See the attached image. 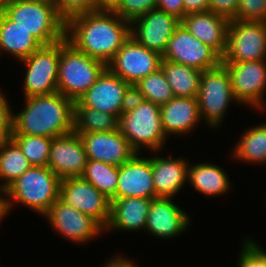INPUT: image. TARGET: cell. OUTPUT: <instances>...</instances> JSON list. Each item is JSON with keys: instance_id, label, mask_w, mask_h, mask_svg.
<instances>
[{"instance_id": "1", "label": "cell", "mask_w": 266, "mask_h": 267, "mask_svg": "<svg viewBox=\"0 0 266 267\" xmlns=\"http://www.w3.org/2000/svg\"><path fill=\"white\" fill-rule=\"evenodd\" d=\"M130 36V22L112 9L79 13L66 20L67 41L106 65Z\"/></svg>"}, {"instance_id": "2", "label": "cell", "mask_w": 266, "mask_h": 267, "mask_svg": "<svg viewBox=\"0 0 266 267\" xmlns=\"http://www.w3.org/2000/svg\"><path fill=\"white\" fill-rule=\"evenodd\" d=\"M24 109L13 113L12 134L55 138L74 131V101L63 94L25 97Z\"/></svg>"}, {"instance_id": "3", "label": "cell", "mask_w": 266, "mask_h": 267, "mask_svg": "<svg viewBox=\"0 0 266 267\" xmlns=\"http://www.w3.org/2000/svg\"><path fill=\"white\" fill-rule=\"evenodd\" d=\"M118 129L137 153H141L144 148L160 152L167 143L160 106L133 94L127 108L118 118Z\"/></svg>"}, {"instance_id": "4", "label": "cell", "mask_w": 266, "mask_h": 267, "mask_svg": "<svg viewBox=\"0 0 266 267\" xmlns=\"http://www.w3.org/2000/svg\"><path fill=\"white\" fill-rule=\"evenodd\" d=\"M60 183L48 166H31L5 189L7 212L18 202L43 217L59 199Z\"/></svg>"}, {"instance_id": "5", "label": "cell", "mask_w": 266, "mask_h": 267, "mask_svg": "<svg viewBox=\"0 0 266 267\" xmlns=\"http://www.w3.org/2000/svg\"><path fill=\"white\" fill-rule=\"evenodd\" d=\"M11 21L27 30L43 46L65 38L66 20L52 5L11 0L0 9Z\"/></svg>"}, {"instance_id": "6", "label": "cell", "mask_w": 266, "mask_h": 267, "mask_svg": "<svg viewBox=\"0 0 266 267\" xmlns=\"http://www.w3.org/2000/svg\"><path fill=\"white\" fill-rule=\"evenodd\" d=\"M106 68L104 62L77 50L64 38L60 41L57 91L75 102Z\"/></svg>"}, {"instance_id": "7", "label": "cell", "mask_w": 266, "mask_h": 267, "mask_svg": "<svg viewBox=\"0 0 266 267\" xmlns=\"http://www.w3.org/2000/svg\"><path fill=\"white\" fill-rule=\"evenodd\" d=\"M197 101L201 119L211 129L220 127L229 104L238 103L229 74L222 63L202 71Z\"/></svg>"}, {"instance_id": "8", "label": "cell", "mask_w": 266, "mask_h": 267, "mask_svg": "<svg viewBox=\"0 0 266 267\" xmlns=\"http://www.w3.org/2000/svg\"><path fill=\"white\" fill-rule=\"evenodd\" d=\"M132 94V86L106 68L96 82L74 102V107H91L118 119L127 108Z\"/></svg>"}, {"instance_id": "9", "label": "cell", "mask_w": 266, "mask_h": 267, "mask_svg": "<svg viewBox=\"0 0 266 267\" xmlns=\"http://www.w3.org/2000/svg\"><path fill=\"white\" fill-rule=\"evenodd\" d=\"M221 63L227 69L238 104L262 112L266 105L263 99L266 93V59Z\"/></svg>"}, {"instance_id": "10", "label": "cell", "mask_w": 266, "mask_h": 267, "mask_svg": "<svg viewBox=\"0 0 266 267\" xmlns=\"http://www.w3.org/2000/svg\"><path fill=\"white\" fill-rule=\"evenodd\" d=\"M266 59V22L232 19L228 26L227 48L222 62Z\"/></svg>"}, {"instance_id": "11", "label": "cell", "mask_w": 266, "mask_h": 267, "mask_svg": "<svg viewBox=\"0 0 266 267\" xmlns=\"http://www.w3.org/2000/svg\"><path fill=\"white\" fill-rule=\"evenodd\" d=\"M60 42L42 46L21 61L26 66L24 96H40L57 92Z\"/></svg>"}, {"instance_id": "12", "label": "cell", "mask_w": 266, "mask_h": 267, "mask_svg": "<svg viewBox=\"0 0 266 267\" xmlns=\"http://www.w3.org/2000/svg\"><path fill=\"white\" fill-rule=\"evenodd\" d=\"M161 61L159 53L147 49L130 36L107 64V68L133 86L140 79L156 72Z\"/></svg>"}, {"instance_id": "13", "label": "cell", "mask_w": 266, "mask_h": 267, "mask_svg": "<svg viewBox=\"0 0 266 267\" xmlns=\"http://www.w3.org/2000/svg\"><path fill=\"white\" fill-rule=\"evenodd\" d=\"M59 199L92 217L103 228L110 220L111 201L82 176L61 179Z\"/></svg>"}, {"instance_id": "14", "label": "cell", "mask_w": 266, "mask_h": 267, "mask_svg": "<svg viewBox=\"0 0 266 267\" xmlns=\"http://www.w3.org/2000/svg\"><path fill=\"white\" fill-rule=\"evenodd\" d=\"M162 59L201 71L214 68L222 62V57L212 47L194 37L181 23L168 41Z\"/></svg>"}, {"instance_id": "15", "label": "cell", "mask_w": 266, "mask_h": 267, "mask_svg": "<svg viewBox=\"0 0 266 267\" xmlns=\"http://www.w3.org/2000/svg\"><path fill=\"white\" fill-rule=\"evenodd\" d=\"M49 221L52 229L74 244L89 243L104 233V228L92 217L66 205L57 199L43 218Z\"/></svg>"}, {"instance_id": "16", "label": "cell", "mask_w": 266, "mask_h": 267, "mask_svg": "<svg viewBox=\"0 0 266 267\" xmlns=\"http://www.w3.org/2000/svg\"><path fill=\"white\" fill-rule=\"evenodd\" d=\"M180 23L175 16L155 9L130 23V35L147 49L162 56Z\"/></svg>"}, {"instance_id": "17", "label": "cell", "mask_w": 266, "mask_h": 267, "mask_svg": "<svg viewBox=\"0 0 266 267\" xmlns=\"http://www.w3.org/2000/svg\"><path fill=\"white\" fill-rule=\"evenodd\" d=\"M87 162L84 143L75 131L52 138L48 167L60 179L82 176Z\"/></svg>"}, {"instance_id": "18", "label": "cell", "mask_w": 266, "mask_h": 267, "mask_svg": "<svg viewBox=\"0 0 266 267\" xmlns=\"http://www.w3.org/2000/svg\"><path fill=\"white\" fill-rule=\"evenodd\" d=\"M140 154L136 153L129 161L118 167L116 199L126 197L156 198L151 157H142Z\"/></svg>"}, {"instance_id": "19", "label": "cell", "mask_w": 266, "mask_h": 267, "mask_svg": "<svg viewBox=\"0 0 266 267\" xmlns=\"http://www.w3.org/2000/svg\"><path fill=\"white\" fill-rule=\"evenodd\" d=\"M190 223L189 214L174 203L172 198L157 197L151 202L145 230L159 239H170L182 235Z\"/></svg>"}, {"instance_id": "20", "label": "cell", "mask_w": 266, "mask_h": 267, "mask_svg": "<svg viewBox=\"0 0 266 267\" xmlns=\"http://www.w3.org/2000/svg\"><path fill=\"white\" fill-rule=\"evenodd\" d=\"M88 159L121 166L129 161L137 152L119 129L109 132L82 133Z\"/></svg>"}, {"instance_id": "21", "label": "cell", "mask_w": 266, "mask_h": 267, "mask_svg": "<svg viewBox=\"0 0 266 267\" xmlns=\"http://www.w3.org/2000/svg\"><path fill=\"white\" fill-rule=\"evenodd\" d=\"M230 20L212 11L184 15L181 24L198 40L212 47L221 57L227 48Z\"/></svg>"}, {"instance_id": "22", "label": "cell", "mask_w": 266, "mask_h": 267, "mask_svg": "<svg viewBox=\"0 0 266 267\" xmlns=\"http://www.w3.org/2000/svg\"><path fill=\"white\" fill-rule=\"evenodd\" d=\"M163 131L168 136L187 135L202 121L197 98L174 96L160 106ZM187 133V134H186Z\"/></svg>"}, {"instance_id": "23", "label": "cell", "mask_w": 266, "mask_h": 267, "mask_svg": "<svg viewBox=\"0 0 266 267\" xmlns=\"http://www.w3.org/2000/svg\"><path fill=\"white\" fill-rule=\"evenodd\" d=\"M153 155L151 164L156 198H174L188 182L189 161L183 157H157L155 153Z\"/></svg>"}, {"instance_id": "24", "label": "cell", "mask_w": 266, "mask_h": 267, "mask_svg": "<svg viewBox=\"0 0 266 267\" xmlns=\"http://www.w3.org/2000/svg\"><path fill=\"white\" fill-rule=\"evenodd\" d=\"M152 200L139 197L114 199L111 201L110 220L104 228V232L111 230L144 231Z\"/></svg>"}, {"instance_id": "25", "label": "cell", "mask_w": 266, "mask_h": 267, "mask_svg": "<svg viewBox=\"0 0 266 267\" xmlns=\"http://www.w3.org/2000/svg\"><path fill=\"white\" fill-rule=\"evenodd\" d=\"M42 46L27 30L11 21L0 10V53L6 52L22 60Z\"/></svg>"}, {"instance_id": "26", "label": "cell", "mask_w": 266, "mask_h": 267, "mask_svg": "<svg viewBox=\"0 0 266 267\" xmlns=\"http://www.w3.org/2000/svg\"><path fill=\"white\" fill-rule=\"evenodd\" d=\"M188 166V182L195 191L207 196L225 195L230 191L231 182L226 171L213 163H198ZM225 193V194H224Z\"/></svg>"}, {"instance_id": "27", "label": "cell", "mask_w": 266, "mask_h": 267, "mask_svg": "<svg viewBox=\"0 0 266 267\" xmlns=\"http://www.w3.org/2000/svg\"><path fill=\"white\" fill-rule=\"evenodd\" d=\"M160 68L163 70L174 96L197 98L201 70L167 59H162Z\"/></svg>"}, {"instance_id": "28", "label": "cell", "mask_w": 266, "mask_h": 267, "mask_svg": "<svg viewBox=\"0 0 266 267\" xmlns=\"http://www.w3.org/2000/svg\"><path fill=\"white\" fill-rule=\"evenodd\" d=\"M233 148L232 157L251 164L266 163V122L244 131Z\"/></svg>"}, {"instance_id": "29", "label": "cell", "mask_w": 266, "mask_h": 267, "mask_svg": "<svg viewBox=\"0 0 266 267\" xmlns=\"http://www.w3.org/2000/svg\"><path fill=\"white\" fill-rule=\"evenodd\" d=\"M31 166L19 145L12 138L0 144V179L2 181L0 188L6 189Z\"/></svg>"}, {"instance_id": "30", "label": "cell", "mask_w": 266, "mask_h": 267, "mask_svg": "<svg viewBox=\"0 0 266 267\" xmlns=\"http://www.w3.org/2000/svg\"><path fill=\"white\" fill-rule=\"evenodd\" d=\"M118 129V119L91 107H74V131L77 134L109 132Z\"/></svg>"}, {"instance_id": "31", "label": "cell", "mask_w": 266, "mask_h": 267, "mask_svg": "<svg viewBox=\"0 0 266 267\" xmlns=\"http://www.w3.org/2000/svg\"><path fill=\"white\" fill-rule=\"evenodd\" d=\"M82 177L94 185L108 200L116 199L118 185V167L100 161L88 159Z\"/></svg>"}, {"instance_id": "32", "label": "cell", "mask_w": 266, "mask_h": 267, "mask_svg": "<svg viewBox=\"0 0 266 267\" xmlns=\"http://www.w3.org/2000/svg\"><path fill=\"white\" fill-rule=\"evenodd\" d=\"M132 88L133 95L151 101L159 106L166 104L174 97L161 68L147 75L145 78L140 79Z\"/></svg>"}, {"instance_id": "33", "label": "cell", "mask_w": 266, "mask_h": 267, "mask_svg": "<svg viewBox=\"0 0 266 267\" xmlns=\"http://www.w3.org/2000/svg\"><path fill=\"white\" fill-rule=\"evenodd\" d=\"M11 138L19 145L32 166H48L52 138L12 134Z\"/></svg>"}, {"instance_id": "34", "label": "cell", "mask_w": 266, "mask_h": 267, "mask_svg": "<svg viewBox=\"0 0 266 267\" xmlns=\"http://www.w3.org/2000/svg\"><path fill=\"white\" fill-rule=\"evenodd\" d=\"M156 4L157 0H119L112 10L131 23L143 14L155 10Z\"/></svg>"}, {"instance_id": "35", "label": "cell", "mask_w": 266, "mask_h": 267, "mask_svg": "<svg viewBox=\"0 0 266 267\" xmlns=\"http://www.w3.org/2000/svg\"><path fill=\"white\" fill-rule=\"evenodd\" d=\"M244 239L239 254L238 267H266V250L256 241Z\"/></svg>"}, {"instance_id": "36", "label": "cell", "mask_w": 266, "mask_h": 267, "mask_svg": "<svg viewBox=\"0 0 266 267\" xmlns=\"http://www.w3.org/2000/svg\"><path fill=\"white\" fill-rule=\"evenodd\" d=\"M235 20L266 22V0H239Z\"/></svg>"}, {"instance_id": "37", "label": "cell", "mask_w": 266, "mask_h": 267, "mask_svg": "<svg viewBox=\"0 0 266 267\" xmlns=\"http://www.w3.org/2000/svg\"><path fill=\"white\" fill-rule=\"evenodd\" d=\"M98 9L94 0H57V11L65 20L76 14Z\"/></svg>"}, {"instance_id": "38", "label": "cell", "mask_w": 266, "mask_h": 267, "mask_svg": "<svg viewBox=\"0 0 266 267\" xmlns=\"http://www.w3.org/2000/svg\"><path fill=\"white\" fill-rule=\"evenodd\" d=\"M0 91V144L11 138L13 132V111L5 94Z\"/></svg>"}, {"instance_id": "39", "label": "cell", "mask_w": 266, "mask_h": 267, "mask_svg": "<svg viewBox=\"0 0 266 267\" xmlns=\"http://www.w3.org/2000/svg\"><path fill=\"white\" fill-rule=\"evenodd\" d=\"M239 0H210L209 11L232 20L237 16Z\"/></svg>"}, {"instance_id": "40", "label": "cell", "mask_w": 266, "mask_h": 267, "mask_svg": "<svg viewBox=\"0 0 266 267\" xmlns=\"http://www.w3.org/2000/svg\"><path fill=\"white\" fill-rule=\"evenodd\" d=\"M156 9L173 15L180 21L185 15L183 0H157Z\"/></svg>"}, {"instance_id": "41", "label": "cell", "mask_w": 266, "mask_h": 267, "mask_svg": "<svg viewBox=\"0 0 266 267\" xmlns=\"http://www.w3.org/2000/svg\"><path fill=\"white\" fill-rule=\"evenodd\" d=\"M185 15L191 13L209 11L210 0H183Z\"/></svg>"}, {"instance_id": "42", "label": "cell", "mask_w": 266, "mask_h": 267, "mask_svg": "<svg viewBox=\"0 0 266 267\" xmlns=\"http://www.w3.org/2000/svg\"><path fill=\"white\" fill-rule=\"evenodd\" d=\"M110 260V261H109ZM103 267H138V265L134 264V261L128 259L126 256L122 255H114L111 259H108V262L104 263Z\"/></svg>"}, {"instance_id": "43", "label": "cell", "mask_w": 266, "mask_h": 267, "mask_svg": "<svg viewBox=\"0 0 266 267\" xmlns=\"http://www.w3.org/2000/svg\"><path fill=\"white\" fill-rule=\"evenodd\" d=\"M5 189L0 188V222L7 216Z\"/></svg>"}, {"instance_id": "44", "label": "cell", "mask_w": 266, "mask_h": 267, "mask_svg": "<svg viewBox=\"0 0 266 267\" xmlns=\"http://www.w3.org/2000/svg\"><path fill=\"white\" fill-rule=\"evenodd\" d=\"M119 0H94L99 9H113Z\"/></svg>"}, {"instance_id": "45", "label": "cell", "mask_w": 266, "mask_h": 267, "mask_svg": "<svg viewBox=\"0 0 266 267\" xmlns=\"http://www.w3.org/2000/svg\"><path fill=\"white\" fill-rule=\"evenodd\" d=\"M22 1L45 3L48 5L55 6L57 8V0H22Z\"/></svg>"}, {"instance_id": "46", "label": "cell", "mask_w": 266, "mask_h": 267, "mask_svg": "<svg viewBox=\"0 0 266 267\" xmlns=\"http://www.w3.org/2000/svg\"><path fill=\"white\" fill-rule=\"evenodd\" d=\"M11 0H0V9L6 5L7 3H9Z\"/></svg>"}]
</instances>
